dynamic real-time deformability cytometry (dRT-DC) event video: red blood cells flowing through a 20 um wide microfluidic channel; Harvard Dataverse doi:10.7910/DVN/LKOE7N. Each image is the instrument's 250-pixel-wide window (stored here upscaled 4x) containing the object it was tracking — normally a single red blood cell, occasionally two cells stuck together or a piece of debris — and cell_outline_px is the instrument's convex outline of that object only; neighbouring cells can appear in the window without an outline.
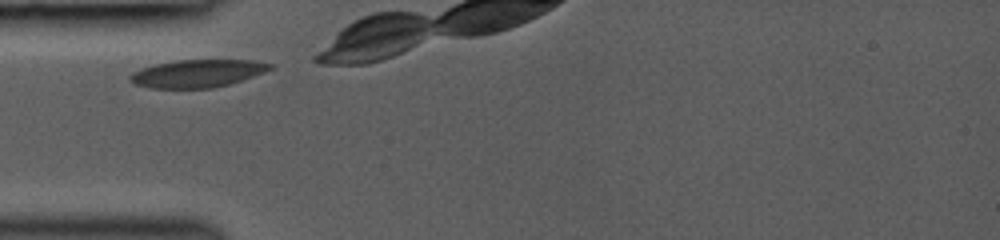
{"species": "common noctule bat (a hibernating species)", "species_latin": "Nyctalus noctula", "temperature_condition": "room temperature", "stored_images_in_passage": 4, "camera_frame_rate_fps": 3000, "um_per_image_px": 0.085, "animal": {"sex": "female", "body_mass_g": 19.0, "forearm_length_mm": 53.3}, "frame": {"image": 1, "passage_image": 1, "time_ms": 0.0, "image_size_px": [1000, 240], "cell_outline_px": [[272, 68], [264, 72], [228, 84], [212, 88], [148, 88], [136, 84], [128, 80], [128, 76], [132, 72], [140, 68], [156, 64], [176, 60], [252, 60], [272, 64]], "centroid_in_image_um": [16.71, 6.24], "position_along_channel_um": 68.3, "area_um2": 22.48}}